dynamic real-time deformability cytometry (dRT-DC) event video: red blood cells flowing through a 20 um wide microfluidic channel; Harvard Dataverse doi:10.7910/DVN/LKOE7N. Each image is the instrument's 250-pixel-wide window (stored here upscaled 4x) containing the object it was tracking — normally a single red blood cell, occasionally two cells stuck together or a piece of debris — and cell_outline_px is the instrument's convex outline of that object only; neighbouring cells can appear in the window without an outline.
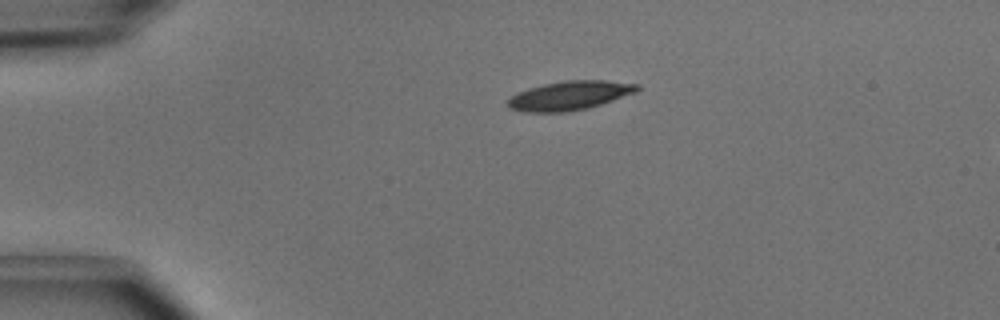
{"species": "common noctule bat (a hibernating species)", "species_latin": "Nyctalus noctula", "temperature_condition": "cold", "stored_images_in_passage": 34, "camera_frame_rate_fps": 3000, "um_per_image_px": 0.085, "animal": {"sex": "male", "body_mass_g": 15.6}, "frame": {"image": 1, "passage_image": 1, "time_ms": 0.0, "image_size_px": [1000, 320], "cell_outline_px": [[640, 88], [636, 92], [588, 108], [568, 112], [520, 112], [508, 108], [508, 100], [512, 96], [528, 88], [544, 84], [564, 80], [604, 80], [640, 84]], "centroid_in_image_um": [48.41, 8.12], "position_along_channel_um": 36.6, "area_um2": 21.85}}
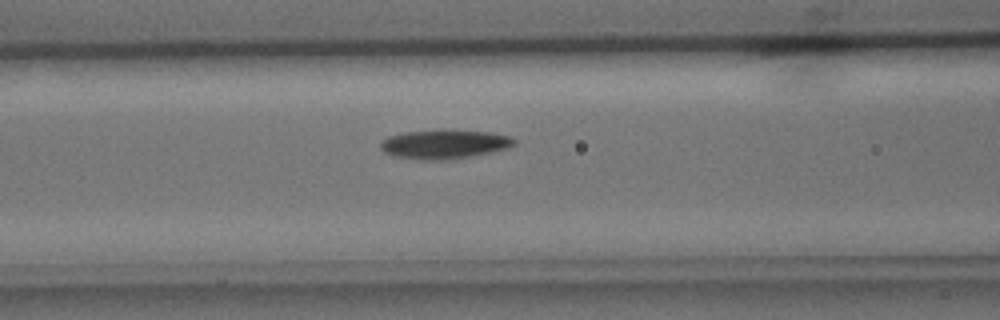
{"frame": {"image": 2, "passage_image": 11, "time_ms": 3.333, "image_size_px": [1000, 320], "cell_outline_px": [[516, 144], [508, 148], [492, 152], [452, 160], [420, 160], [392, 156], [384, 152], [380, 148], [380, 140], [388, 136], [404, 132], [488, 132], [512, 136], [516, 140]], "centroid_in_image_um": [37.76, 12.3], "position_along_channel_um": 128.8, "area_um2": 22.25}}
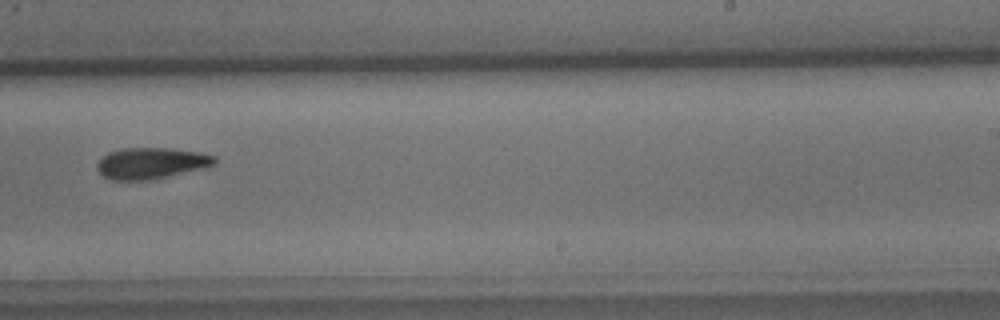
{"frame": {"image": 3, "passage_image": 22, "time_ms": 7.0, "image_size_px": [1000, 320], "cell_outline_px": [[216, 164], [156, 180], [112, 180], [104, 176], [96, 168], [96, 164], [108, 152], [124, 148], [168, 148], [200, 152], [216, 156]], "centroid_in_image_um": [12.86, 13.88], "position_along_channel_um": 276.1, "area_um2": 21.44}, "authors_computed_cell_mechanics": {"area_um2": 22.0796, "velocity_mm_per_s": 4.0129, "shape_relaxation_time_tau1_ms": 3.8972, "shape_relaxation_time_tau2_ms": null, "deformation_change_tau1": 0.1212, "deformation_change_tau2": null}}